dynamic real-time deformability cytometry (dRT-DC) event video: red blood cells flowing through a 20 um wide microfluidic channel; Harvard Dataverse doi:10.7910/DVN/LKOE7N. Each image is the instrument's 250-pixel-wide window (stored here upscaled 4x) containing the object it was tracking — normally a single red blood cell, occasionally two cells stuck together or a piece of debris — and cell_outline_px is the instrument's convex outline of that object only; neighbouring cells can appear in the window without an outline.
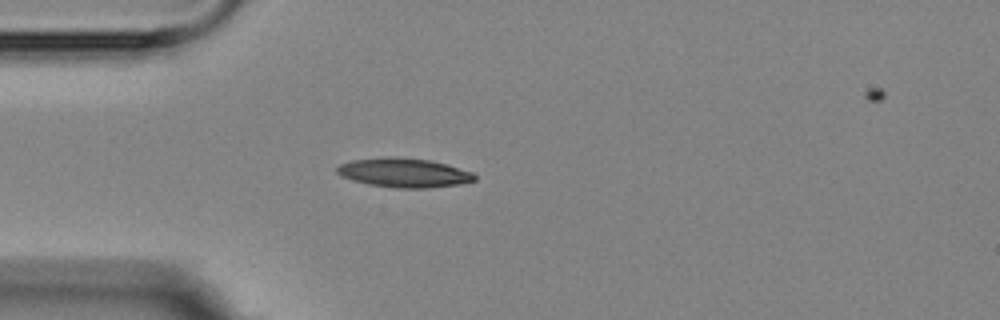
{"species": "Egyptian fruit bat (a non-hibernating species)", "species_latin": "Rousettus aegyptiacus", "temperature_condition": "room temperature", "stored_images_in_passage": 5, "camera_frame_rate_fps": 3000, "um_per_image_px": 0.085, "animal": {"sex": "female"}, "frame": {"image": 1, "passage_image": 3, "time_ms": 2.333, "image_size_px": [1000, 320], "cell_outline_px": [[476, 180], [460, 184], [432, 188], [396, 188], [368, 184], [352, 180], [340, 176], [336, 172], [336, 168], [340, 164], [352, 160], [432, 160], [472, 172], [476, 176]], "centroid_in_image_um": [34.38, 14.75], "position_along_channel_um": 50.6, "area_um2": 22.37}}
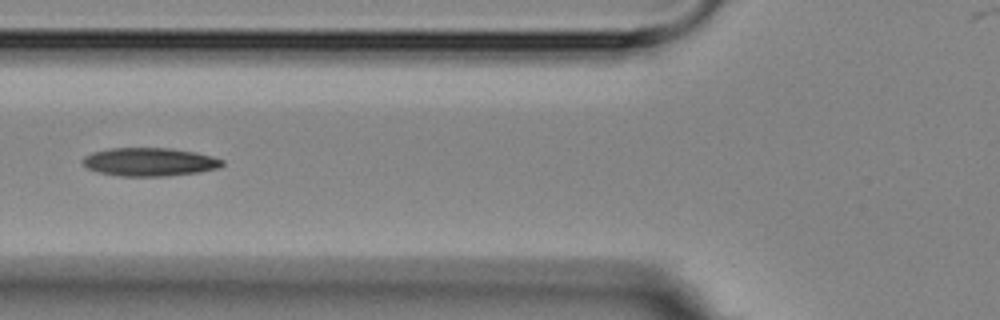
{"frame": {"image": 2, "passage_image": 5, "time_ms": 4.333, "image_size_px": [1000, 320], "cell_outline_px": [[224, 164], [220, 168], [200, 172], [164, 176], [120, 176], [100, 172], [88, 168], [80, 160], [84, 156], [92, 152], [112, 148], [168, 148], [196, 152], [212, 156], [224, 160]], "centroid_in_image_um": [12.74, 13.76], "position_along_channel_um": 113.1, "area_um2": 23.06}}